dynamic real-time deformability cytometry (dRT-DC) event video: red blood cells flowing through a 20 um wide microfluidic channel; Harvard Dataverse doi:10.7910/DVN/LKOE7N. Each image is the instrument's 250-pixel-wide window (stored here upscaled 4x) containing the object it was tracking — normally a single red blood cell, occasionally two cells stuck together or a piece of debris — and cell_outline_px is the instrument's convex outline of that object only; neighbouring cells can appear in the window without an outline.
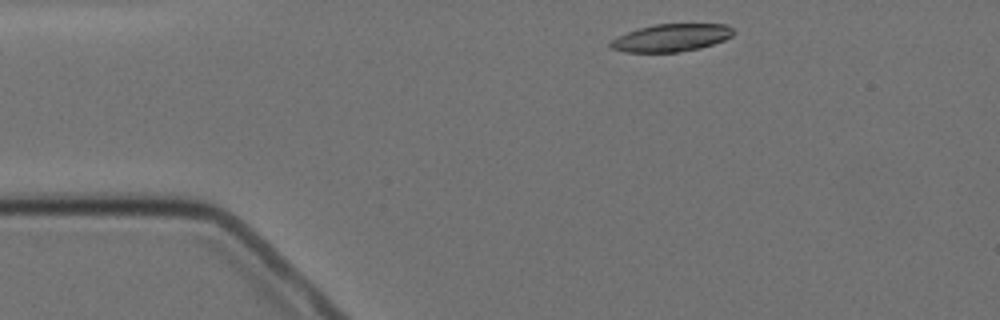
{"species": "Egyptian fruit bat (a non-hibernating species)", "species_latin": "Rousettus aegyptiacus", "temperature_condition": "cold", "stored_images_in_passage": 13, "camera_frame_rate_fps": 3000, "um_per_image_px": 0.085, "animal": {"sex": "female"}, "frame": {"image": 1, "passage_image": 1, "time_ms": 0.0, "image_size_px": [1000, 320], "cell_outline_px": [[736, 32], [732, 36], [724, 40], [700, 48], [676, 52], [624, 52], [612, 48], [608, 44], [616, 36], [636, 28], [656, 24], [728, 24]], "centroid_in_image_um": [57.05, 3.2], "position_along_channel_um": 28.0, "area_um2": 19.88}}
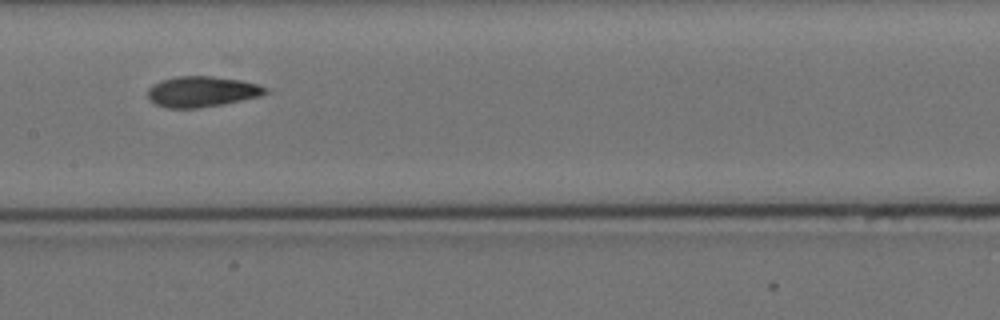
{"frame": {"image": 2, "passage_image": 6, "time_ms": 6.0, "image_size_px": [1000, 320], "cell_outline_px": [[272, 92], [260, 96], [224, 104], [200, 108], [168, 108], [156, 104], [148, 100], [148, 88], [152, 84], [160, 80], [176, 76], [212, 76], [240, 80], [260, 84], [268, 88]], "centroid_in_image_um": [17.18, 7.78], "position_along_channel_um": 190.2, "area_um2": 21.39}}
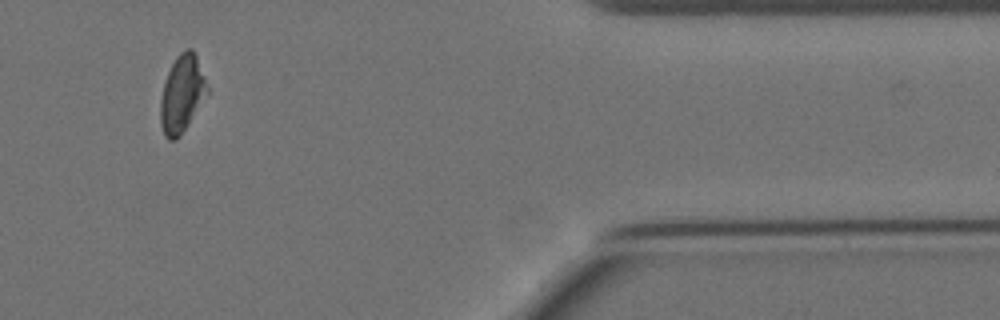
{"frame": {"image": 3, "passage_image": 11, "time_ms": 13.0, "image_size_px": [1000, 320], "cell_outline_px": [[208, 92], [188, 124], [180, 136], [176, 140], [168, 140], [164, 136], [160, 124], [160, 100], [164, 80], [176, 56], [184, 48], [192, 48], [196, 56], [204, 76], [208, 88]], "centroid_in_image_um": [15.43, 7.98], "position_along_channel_um": 396.0, "area_um2": 20.98}, "authors_computed_cell_mechanics": {"area_um2": 21.097, "velocity_mm_per_s": 3.4624, "shape_relaxation_time_tau1_ms": 3.001, "shape_relaxation_time_tau2_ms": null, "deformation_change_tau1": 0.088, "deformation_change_tau2": null}}